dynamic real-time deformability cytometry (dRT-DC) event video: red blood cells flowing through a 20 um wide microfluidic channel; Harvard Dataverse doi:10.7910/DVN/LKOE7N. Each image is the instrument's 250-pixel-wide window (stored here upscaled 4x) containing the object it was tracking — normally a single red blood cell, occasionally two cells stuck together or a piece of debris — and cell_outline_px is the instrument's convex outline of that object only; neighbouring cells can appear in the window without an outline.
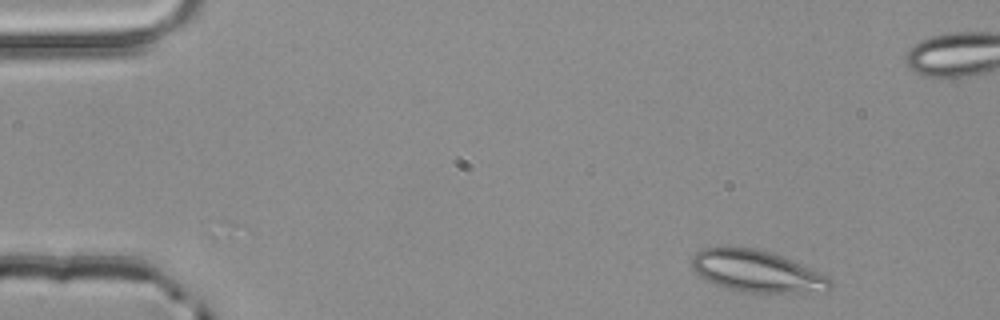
{"species": "common noctule bat (a hibernating species)", "species_latin": "Nyctalus noctula", "temperature_condition": "room temperature", "stored_images_in_passage": 49, "camera_frame_rate_fps": 3000, "um_per_image_px": 0.085, "animal": {"sex": "male", "body_mass_g": 20.4}, "frame": {"image": 1, "passage_image": 1, "time_ms": 0.0, "image_size_px": [1000, 320], "cell_outline_px": [[832, 288], [796, 292], [744, 292], [716, 284], [700, 276], [692, 268], [692, 256], [696, 252], [704, 248], [728, 244], [756, 248], [780, 256], [828, 276], [832, 280]], "centroid_in_image_um": [64.24, 23.0], "position_along_channel_um": 20.8, "area_um2": 33.29}}
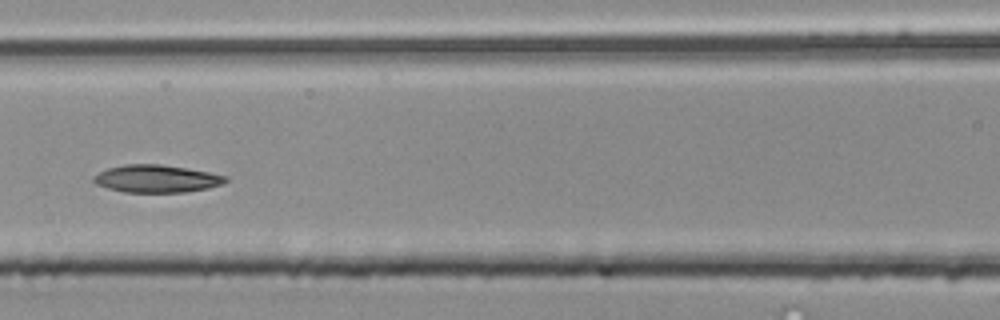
{"frame": {"image": 2, "passage_image": 19, "time_ms": 6.0, "image_size_px": [1000, 320], "cell_outline_px": [[228, 180], [224, 184], [208, 188], [184, 192], [124, 192], [108, 188], [96, 184], [92, 180], [92, 176], [108, 168], [124, 164], [160, 164], [188, 168], [228, 176]], "centroid_in_image_um": [13.32, 15.18], "position_along_channel_um": 153.3, "area_um2": 21.27}}
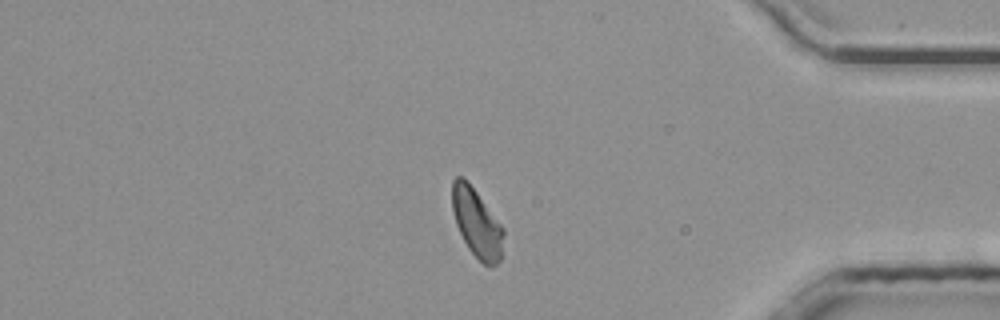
{"frame": {"image": 3, "passage_image": 40, "time_ms": 13.0, "image_size_px": [1000, 320], "cell_outline_px": [[504, 232], [500, 260], [496, 264], [488, 268], [468, 248], [456, 224], [452, 208], [452, 180], [456, 176], [464, 176], [468, 180], [504, 228]], "centroid_in_image_um": [40.52, 18.92], "position_along_channel_um": 394.7, "area_um2": 20.52}}